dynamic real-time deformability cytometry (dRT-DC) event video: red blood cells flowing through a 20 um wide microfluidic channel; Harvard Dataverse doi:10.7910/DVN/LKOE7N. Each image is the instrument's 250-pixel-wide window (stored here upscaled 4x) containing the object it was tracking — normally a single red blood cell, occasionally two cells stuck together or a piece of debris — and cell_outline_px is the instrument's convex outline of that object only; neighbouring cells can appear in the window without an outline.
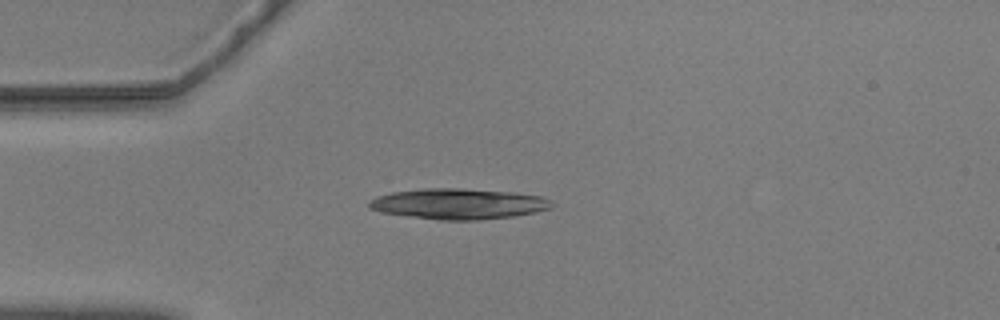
{"species": "common noctule bat (a hibernating species)", "species_latin": "Nyctalus noctula", "temperature_condition": "warm", "stored_images_in_passage": 42, "camera_frame_rate_fps": 3000, "um_per_image_px": 0.085, "animal": {"sex": "male", "body_mass_g": 20.5, "forearm_length_mm": 52.5}, "frame": {"image": 1, "passage_image": 1, "time_ms": 0.0, "image_size_px": [1000, 320], "cell_outline_px": [[552, 208], [536, 212], [512, 216], [480, 220], [440, 220], [408, 216], [380, 212], [368, 208], [368, 200], [376, 196], [392, 192], [424, 188], [460, 188], [512, 192], [540, 196], [552, 200]], "centroid_in_image_um": [38.94, 17.32], "position_along_channel_um": 46.1, "area_um2": 32.77}}